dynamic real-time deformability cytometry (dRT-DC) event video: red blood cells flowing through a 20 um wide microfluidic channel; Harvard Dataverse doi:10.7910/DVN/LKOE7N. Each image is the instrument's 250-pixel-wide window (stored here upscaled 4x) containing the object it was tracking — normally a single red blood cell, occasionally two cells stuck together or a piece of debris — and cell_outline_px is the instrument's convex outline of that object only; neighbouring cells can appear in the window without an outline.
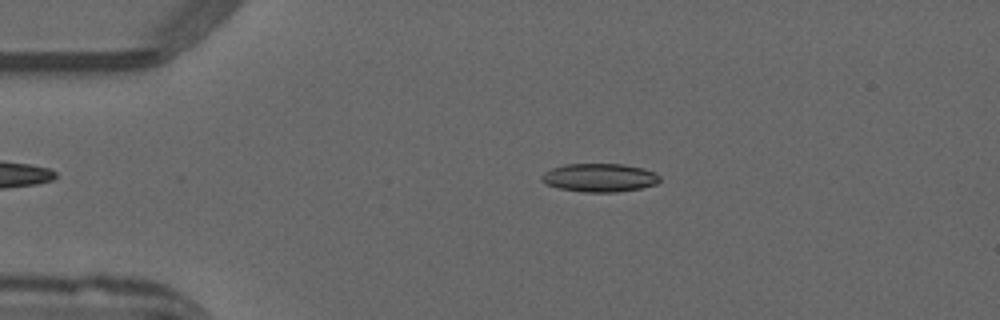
{"species": "common noctule bat (a hibernating species)", "species_latin": "Nyctalus noctula", "temperature_condition": "warm", "stored_images_in_passage": 48, "camera_frame_rate_fps": 3000, "um_per_image_px": 0.085, "animal": {"sex": "male", "forearm_length_mm": 52.5}, "frame": {"image": 1, "passage_image": 8, "time_ms": 2.333, "image_size_px": [1000, 320], "cell_outline_px": [[660, 180], [656, 184], [640, 188], [616, 192], [584, 192], [560, 188], [544, 184], [540, 180], [540, 176], [544, 172], [552, 168], [564, 164], [624, 164], [644, 168], [656, 172], [660, 176]], "centroid_in_image_um": [50.95, 15.09], "position_along_channel_um": 34.0, "area_um2": 19.71}}
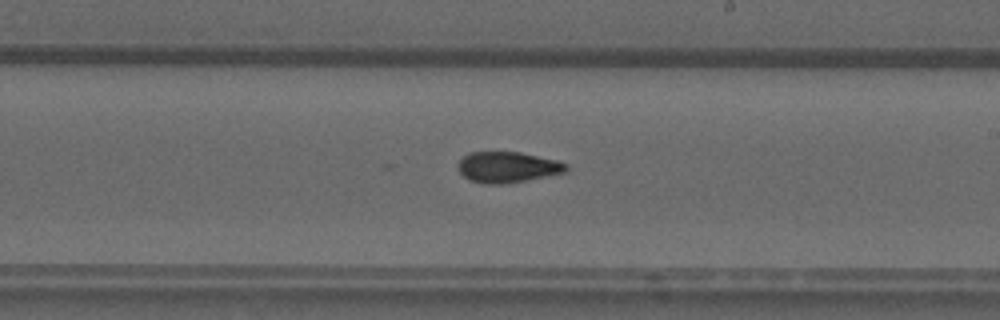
{"frame": {"image": 2, "passage_image": 27, "time_ms": 8.667, "image_size_px": [1000, 320], "cell_outline_px": [[568, 172], [504, 184], [484, 184], [468, 180], [460, 172], [460, 160], [468, 152], [520, 152], [556, 160], [568, 164]], "centroid_in_image_um": [43.17, 14.21], "position_along_channel_um": 245.8, "area_um2": 19.36}}
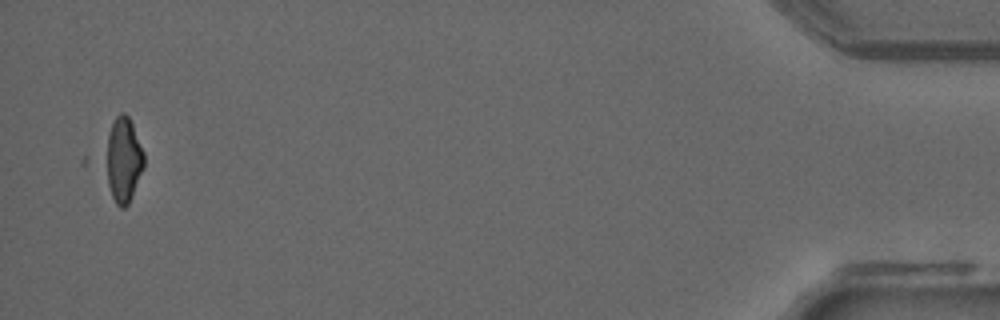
{"frame": {"image": 3, "passage_image": 47, "time_ms": 15.333, "image_size_px": [1000, 320], "cell_outline_px": [[144, 168], [132, 196], [128, 204], [124, 208], [120, 208], [116, 204], [112, 196], [108, 184], [108, 136], [112, 124], [116, 116], [120, 112], [124, 112], [128, 116], [132, 124], [144, 152]], "centroid_in_image_um": [10.54, 13.6], "position_along_channel_um": 424.7, "area_um2": 18.26}}